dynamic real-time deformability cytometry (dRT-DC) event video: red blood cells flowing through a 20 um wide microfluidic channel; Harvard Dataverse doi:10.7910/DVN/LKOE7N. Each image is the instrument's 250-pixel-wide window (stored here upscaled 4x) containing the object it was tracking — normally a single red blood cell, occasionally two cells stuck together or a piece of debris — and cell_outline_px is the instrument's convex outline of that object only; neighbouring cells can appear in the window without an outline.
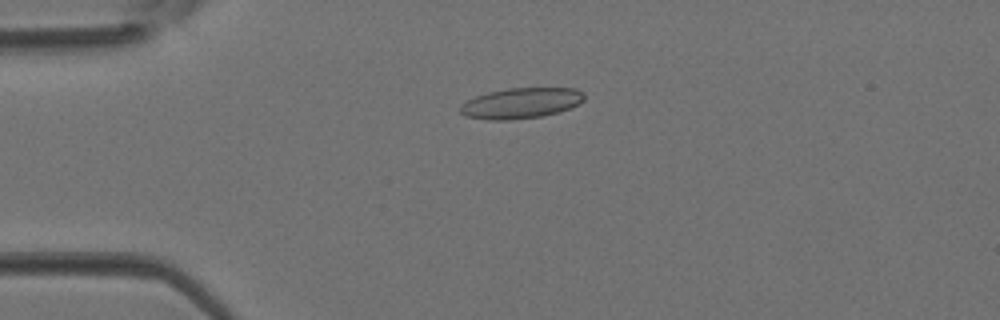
{"species": "Egyptian fruit bat (a non-hibernating species)", "species_latin": "Rousettus aegyptiacus", "temperature_condition": "room temperature", "stored_images_in_passage": 3, "camera_frame_rate_fps": 3000, "um_per_image_px": 0.085, "animal": {"sex": "female"}, "frame": {"image": 1, "passage_image": 3, "time_ms": 0.667, "image_size_px": [1000, 320], "cell_outline_px": [[584, 100], [580, 104], [572, 108], [544, 116], [512, 120], [488, 120], [464, 116], [460, 112], [460, 104], [476, 96], [488, 92], [508, 88], [576, 88], [584, 96]], "centroid_in_image_um": [44.28, 8.78], "position_along_channel_um": 40.7, "area_um2": 22.31}}